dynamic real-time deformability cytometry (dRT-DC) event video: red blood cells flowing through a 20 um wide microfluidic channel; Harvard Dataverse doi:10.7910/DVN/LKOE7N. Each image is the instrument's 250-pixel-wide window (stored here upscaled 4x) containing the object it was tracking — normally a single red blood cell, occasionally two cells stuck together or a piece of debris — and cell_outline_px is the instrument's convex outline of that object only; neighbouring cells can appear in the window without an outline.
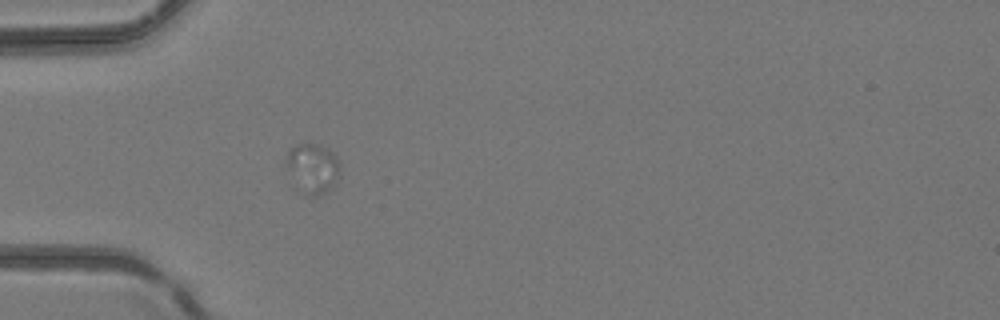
{"species": "common noctule bat (a hibernating species)", "species_latin": "Nyctalus noctula", "temperature_condition": "room temperature", "stored_images_in_passage": 48, "segment_of_instrument_passage": [1, 2], "camera_frame_rate_fps": 3000, "um_per_image_px": 0.085, "animal": {"sex": "female", "body_mass_g": 24.6, "forearm_length_mm": 56.2}, "frame": {"image": 1, "passage_image": 10, "time_ms": 3.0, "image_size_px": [1000, 320], "cell_outline_px": [[340, 176], [336, 184], [328, 192], [320, 196], [300, 196], [296, 192], [292, 184], [284, 164], [284, 160], [288, 148], [296, 144], [308, 140], [320, 144], [328, 148], [340, 160]], "centroid_in_image_um": [26.52, 14.32], "position_along_channel_um": 58.5, "area_um2": 17.4}}
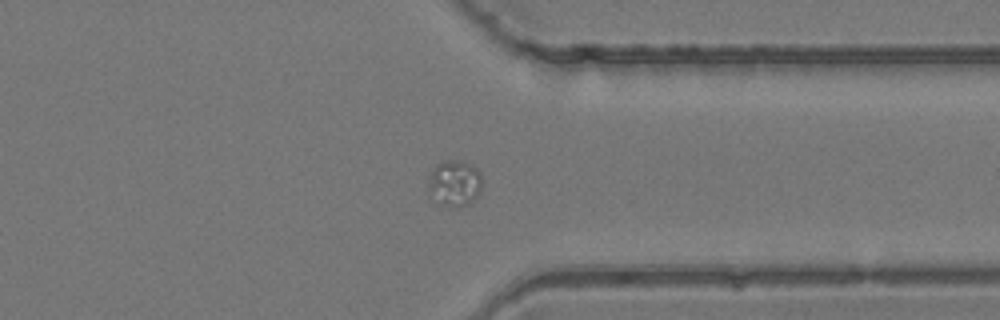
{"frame": {"image": 2, "passage_image": 35, "time_ms": 11.333, "image_size_px": [1000, 320], "cell_outline_px": [[480, 192], [472, 204], [460, 208], [448, 208], [440, 204], [428, 196], [428, 184], [432, 168], [436, 164], [444, 160], [456, 160], [472, 164], [480, 172]], "centroid_in_image_um": [38.61, 15.62], "position_along_channel_um": 372.8, "area_um2": 15.03}}
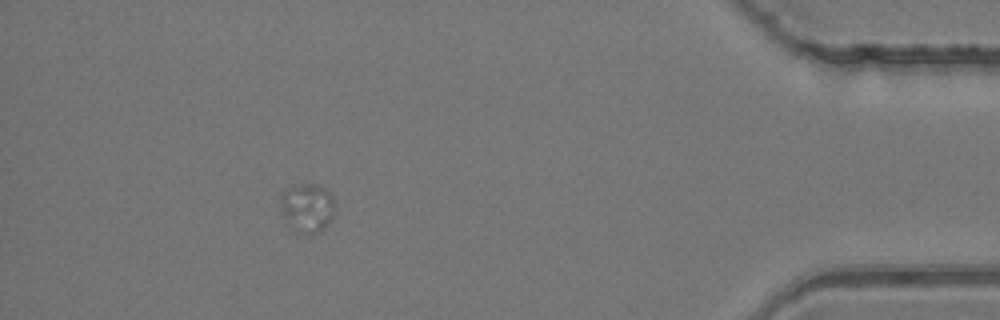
{"frame": {"image": 3, "passage_image": 42, "time_ms": 13.667, "image_size_px": [1000, 320], "cell_outline_px": [[332, 216], [328, 224], [320, 232], [304, 236], [296, 232], [280, 212], [280, 192], [284, 188], [292, 184], [312, 184], [324, 188], [332, 196]], "centroid_in_image_um": [26.04, 17.66], "position_along_channel_um": 409.2, "area_um2": 15.72}}